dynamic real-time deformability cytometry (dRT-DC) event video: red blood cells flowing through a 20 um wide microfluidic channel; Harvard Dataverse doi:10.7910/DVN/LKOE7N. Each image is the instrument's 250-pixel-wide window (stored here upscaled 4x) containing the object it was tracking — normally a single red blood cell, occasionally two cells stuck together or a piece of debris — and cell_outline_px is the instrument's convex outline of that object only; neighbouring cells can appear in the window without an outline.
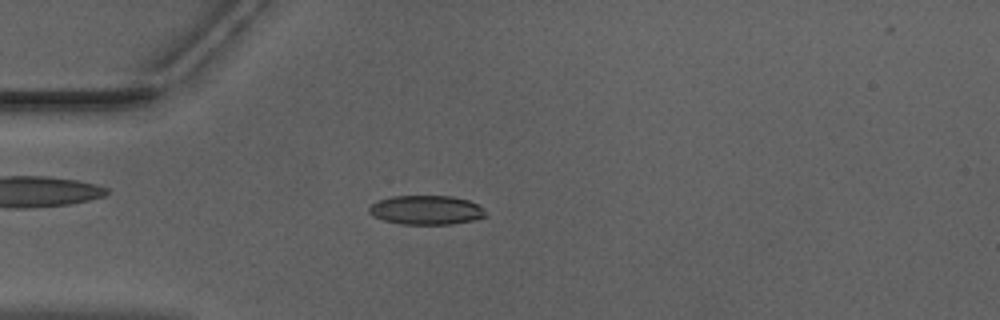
{"species": "Egyptian fruit bat (a non-hibernating species)", "species_latin": "Rousettus aegyptiacus", "temperature_condition": "warm", "stored_images_in_passage": 51, "camera_frame_rate_fps": 3000, "um_per_image_px": 0.085, "animal": {"sex": "male"}, "frame": {"image": 1, "passage_image": 14, "time_ms": 4.333, "image_size_px": [1000, 320], "cell_outline_px": [[484, 216], [472, 220], [452, 224], [400, 224], [384, 220], [372, 216], [368, 212], [368, 208], [376, 200], [392, 196], [452, 196], [468, 200], [476, 204], [484, 212]], "centroid_in_image_um": [36.14, 17.85], "position_along_channel_um": 48.9, "area_um2": 19.65}}
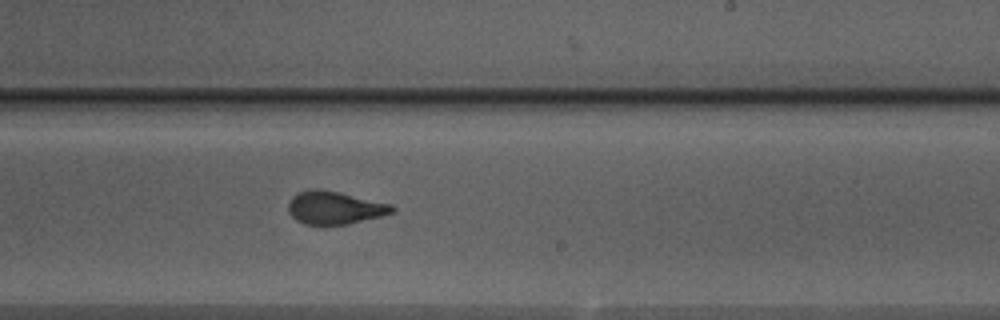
{"frame": {"image": 2, "passage_image": 31, "time_ms": 10.0, "image_size_px": [1000, 320], "cell_outline_px": [[396, 212], [348, 224], [304, 224], [296, 220], [288, 212], [288, 204], [292, 196], [308, 188], [320, 188], [392, 204], [396, 208]], "centroid_in_image_um": [28.44, 17.64], "position_along_channel_um": 260.6, "area_um2": 19.94}}
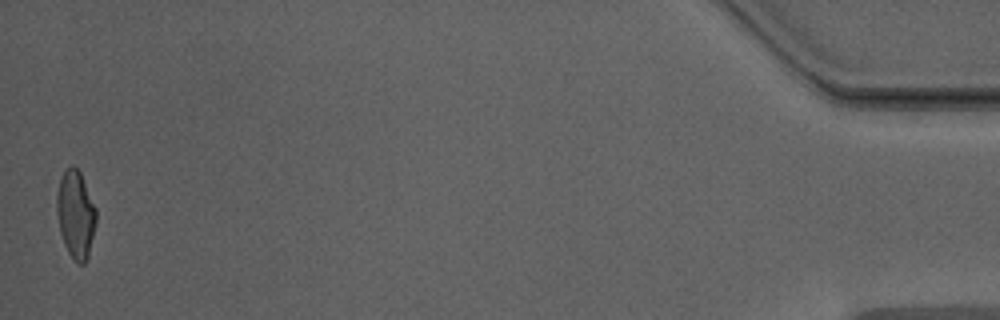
{"frame": {"image": 3, "passage_image": 51, "time_ms": 16.667, "image_size_px": [1000, 320], "cell_outline_px": [[96, 224], [88, 256], [84, 264], [76, 264], [72, 260], [64, 244], [60, 232], [56, 208], [56, 196], [60, 176], [64, 168], [72, 164], [80, 172], [96, 208]], "centroid_in_image_um": [6.42, 18.21], "position_along_channel_um": 428.8, "area_um2": 20.4}, "authors_computed_cell_mechanics": {"area_um2": 19.941, "velocity_mm_per_s": 3.9814, "shape_relaxation_time_tau1_ms": 5.8408, "shape_relaxation_time_tau2_ms": 0.7928, "deformation_change_tau1": 0.2482, "deformation_change_tau2": 0.0814}}